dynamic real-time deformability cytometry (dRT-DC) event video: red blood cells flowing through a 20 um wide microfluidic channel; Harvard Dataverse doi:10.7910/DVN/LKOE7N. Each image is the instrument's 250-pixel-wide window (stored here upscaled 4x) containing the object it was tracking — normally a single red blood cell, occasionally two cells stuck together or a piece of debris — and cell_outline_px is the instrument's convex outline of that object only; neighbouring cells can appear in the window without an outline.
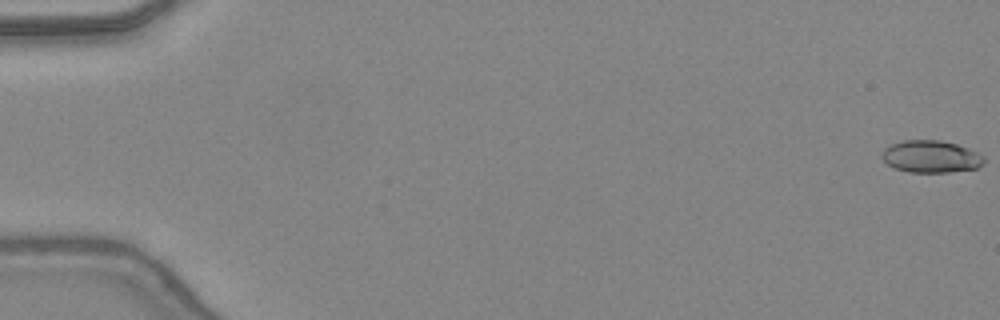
{"species": "common noctule bat (a hibernating species)", "species_latin": "Nyctalus noctula", "temperature_condition": "warm", "stored_images_in_passage": 15, "camera_frame_rate_fps": 3000, "um_per_image_px": 0.085, "animal": {"sex": "female", "body_mass_g": 24.6, "forearm_length_mm": 56.2}, "frame": {"image": 1, "passage_image": 1, "time_ms": 0.0, "image_size_px": [1000, 320], "cell_outline_px": [[984, 164], [976, 168], [948, 172], [908, 172], [896, 168], [888, 164], [880, 156], [884, 148], [892, 144], [904, 140], [940, 140], [956, 144], [968, 148], [984, 156]], "centroid_in_image_um": [79.13, 13.3], "position_along_channel_um": 5.9, "area_um2": 19.07}}
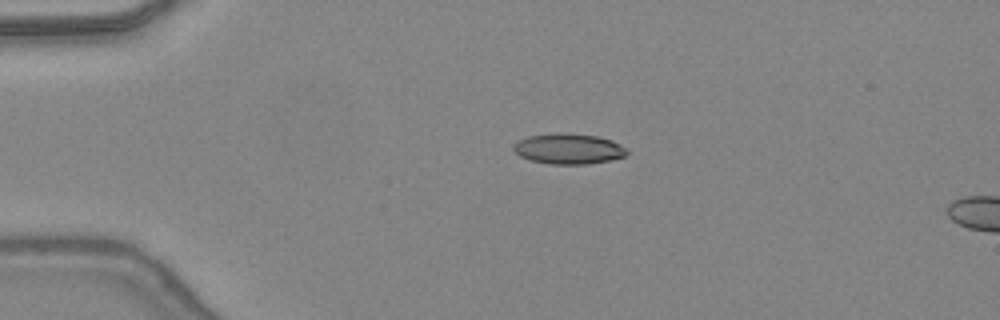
{"frame": {"image": 2, "passage_image": 12, "time_ms": 3.667, "image_size_px": [1000, 320], "cell_outline_px": [[628, 152], [624, 156], [612, 160], [588, 164], [552, 164], [532, 160], [520, 156], [512, 148], [512, 144], [528, 136], [556, 132], [560, 132], [596, 136], [612, 140], [628, 148]], "centroid_in_image_um": [48.35, 12.64], "position_along_channel_um": 36.7, "area_um2": 20.23}}